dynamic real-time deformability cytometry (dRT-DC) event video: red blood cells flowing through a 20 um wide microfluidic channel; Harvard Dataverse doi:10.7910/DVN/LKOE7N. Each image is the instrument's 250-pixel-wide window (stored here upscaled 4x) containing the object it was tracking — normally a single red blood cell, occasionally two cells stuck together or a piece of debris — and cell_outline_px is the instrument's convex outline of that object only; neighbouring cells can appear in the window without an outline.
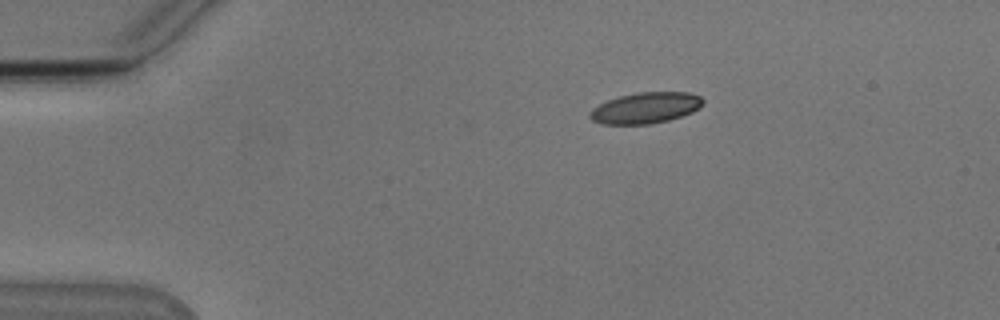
{"species": "Egyptian fruit bat (a non-hibernating species)", "species_latin": "Rousettus aegyptiacus", "temperature_condition": "cold", "stored_images_in_passage": 45, "camera_frame_rate_fps": 3000, "um_per_image_px": 0.085, "animal": {"sex": "male"}, "frame": {"image": 1, "passage_image": 1, "time_ms": 0.0, "image_size_px": [1000, 320], "cell_outline_px": [[704, 104], [700, 108], [692, 112], [668, 120], [648, 124], [604, 124], [592, 120], [588, 116], [588, 112], [592, 108], [608, 100], [620, 96], [636, 92], [688, 92], [700, 96], [704, 100]], "centroid_in_image_um": [54.88, 9.16], "position_along_channel_um": 30.1, "area_um2": 20.46}}
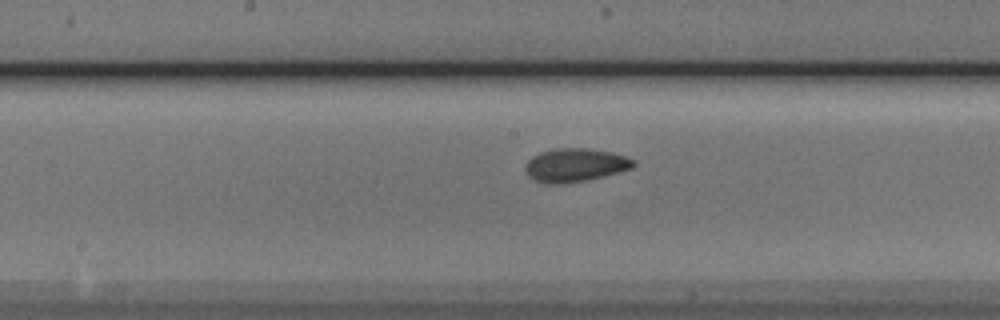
{"frame": {"image": 2, "passage_image": 19, "time_ms": 6.0, "image_size_px": [1000, 320], "cell_outline_px": [[636, 164], [632, 168], [604, 176], [588, 180], [564, 184], [544, 184], [528, 176], [524, 168], [528, 160], [532, 156], [540, 152], [556, 148], [588, 148], [612, 152], [624, 156], [632, 160]], "centroid_in_image_um": [48.86, 14.04], "position_along_channel_um": 199.3, "area_um2": 21.15}}
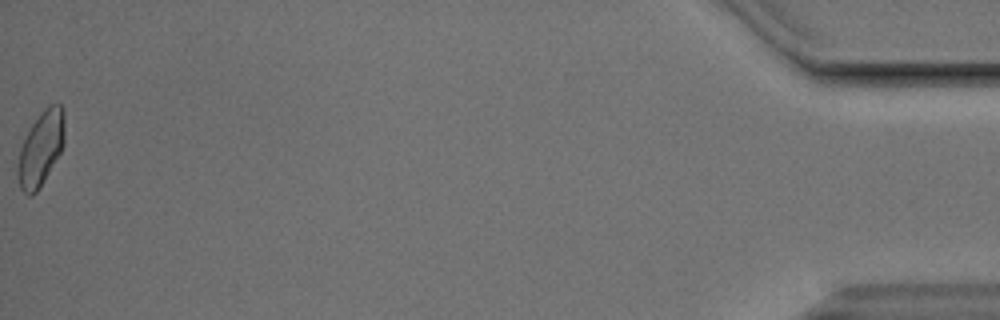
{"frame": {"image": 3, "passage_image": 45, "time_ms": 14.667, "image_size_px": [1000, 320], "cell_outline_px": [[64, 144], [60, 152], [36, 192], [32, 196], [28, 196], [20, 188], [16, 176], [16, 164], [20, 148], [32, 124], [40, 112], [48, 104], [60, 104], [64, 112]], "centroid_in_image_um": [3.44, 12.62], "position_along_channel_um": 431.8, "area_um2": 20.23}, "authors_computed_cell_mechanics": {"area_um2": 20.2878, "velocity_mm_per_s": 3.824, "shape_relaxation_time_tau1_ms": 2.8501, "shape_relaxation_time_tau2_ms": 1.8588, "deformation_change_tau1": 0.0944, "deformation_change_tau2": 0.052}}